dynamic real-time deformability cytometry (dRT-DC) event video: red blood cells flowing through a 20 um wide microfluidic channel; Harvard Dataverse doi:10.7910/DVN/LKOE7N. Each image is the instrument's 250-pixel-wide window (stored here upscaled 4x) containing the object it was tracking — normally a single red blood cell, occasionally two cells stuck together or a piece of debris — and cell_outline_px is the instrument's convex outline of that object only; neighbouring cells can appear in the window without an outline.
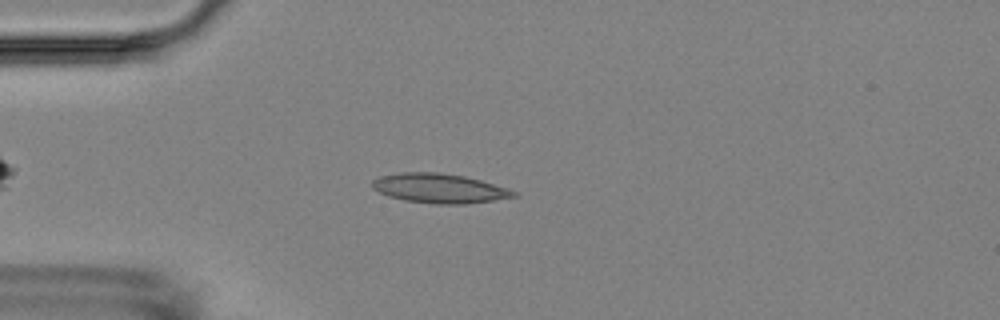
{"species": "Egyptian fruit bat (a non-hibernating species)", "species_latin": "Rousettus aegyptiacus", "temperature_condition": "room temperature", "stored_images_in_passage": 2, "camera_frame_rate_fps": 3000, "um_per_image_px": 0.085, "animal": {"sex": "female"}, "frame": {"image": 1, "passage_image": 2, "time_ms": 1.333, "image_size_px": [1000, 320], "cell_outline_px": [[520, 196], [464, 204], [436, 204], [404, 200], [388, 196], [372, 188], [372, 180], [380, 176], [400, 172], [436, 172], [464, 176], [480, 180], [508, 188], [516, 192]], "centroid_in_image_um": [37.34, 16.0], "position_along_channel_um": 47.7, "area_um2": 24.22}}